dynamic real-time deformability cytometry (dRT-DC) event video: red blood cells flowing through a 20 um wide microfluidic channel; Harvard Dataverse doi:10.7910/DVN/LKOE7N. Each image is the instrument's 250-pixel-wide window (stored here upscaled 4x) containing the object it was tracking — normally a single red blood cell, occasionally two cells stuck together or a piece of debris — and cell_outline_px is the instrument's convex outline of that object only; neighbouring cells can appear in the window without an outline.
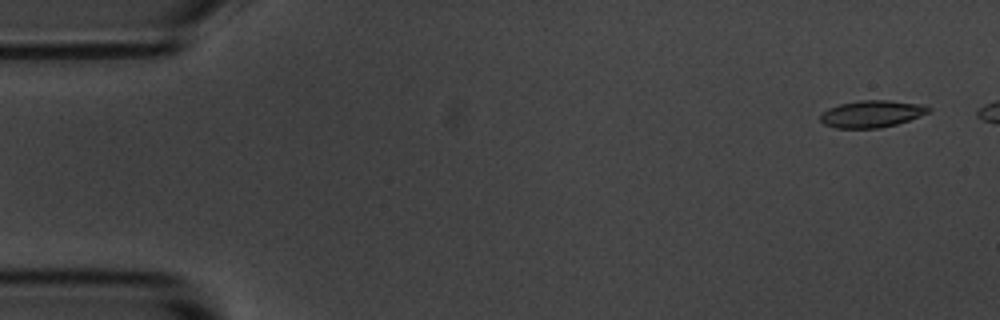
{"species": "common noctule bat (a hibernating species)", "species_latin": "Nyctalus noctula", "temperature_condition": "room temperature", "stored_images_in_passage": 5, "camera_frame_rate_fps": 3000, "um_per_image_px": 0.085, "animal": {"sex": "male", "body_mass_g": 20.1, "forearm_length_mm": 53.5}, "frame": {"image": 1, "passage_image": 1, "time_ms": 0.0, "image_size_px": [1000, 320], "cell_outline_px": [[932, 108], [928, 112], [920, 116], [896, 124], [880, 128], [836, 128], [824, 124], [820, 120], [820, 112], [828, 108], [840, 104], [860, 100], [888, 100], [924, 104]], "centroid_in_image_um": [74.08, 9.67], "position_along_channel_um": 10.9, "area_um2": 17.11}}